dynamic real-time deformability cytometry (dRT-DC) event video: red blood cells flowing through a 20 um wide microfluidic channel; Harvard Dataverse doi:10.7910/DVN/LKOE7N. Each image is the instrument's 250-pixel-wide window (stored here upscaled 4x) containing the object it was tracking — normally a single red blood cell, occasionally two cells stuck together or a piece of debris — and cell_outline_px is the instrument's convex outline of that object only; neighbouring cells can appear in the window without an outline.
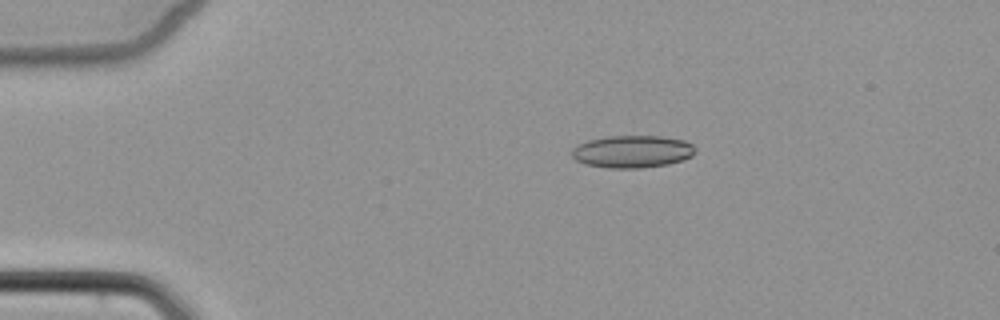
{"species": "common noctule bat (a hibernating species)", "species_latin": "Nyctalus noctula", "temperature_condition": "cold", "stored_images_in_passage": 5, "camera_frame_rate_fps": 3000, "um_per_image_px": 0.085, "animal": {"sex": "female", "body_mass_g": 22.7, "forearm_length_mm": 54.2}, "frame": {"image": 1, "passage_image": 4, "time_ms": 3.333, "image_size_px": [1000, 320], "cell_outline_px": [[696, 152], [692, 156], [668, 164], [640, 168], [608, 168], [584, 164], [576, 160], [572, 156], [572, 148], [576, 144], [588, 140], [608, 136], [660, 136], [684, 140], [692, 144], [696, 148]], "centroid_in_image_um": [53.73, 12.88], "position_along_channel_um": 31.3, "area_um2": 23.41}}